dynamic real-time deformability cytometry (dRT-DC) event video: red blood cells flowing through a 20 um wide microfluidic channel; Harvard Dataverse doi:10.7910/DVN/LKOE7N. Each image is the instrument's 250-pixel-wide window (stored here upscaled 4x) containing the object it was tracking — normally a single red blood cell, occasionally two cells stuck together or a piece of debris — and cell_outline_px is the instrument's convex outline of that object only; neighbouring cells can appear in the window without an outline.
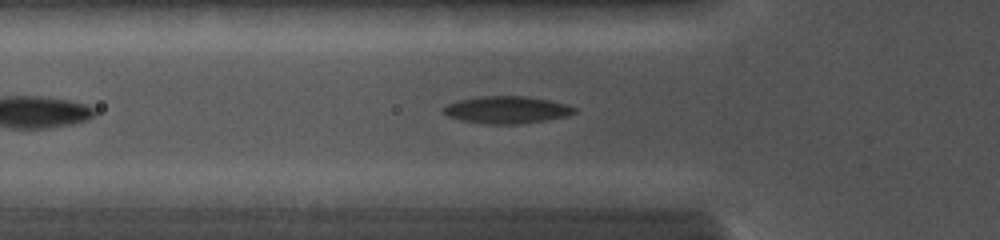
{"species": "common noctule bat (a hibernating species)", "species_latin": "Nyctalus noctula", "temperature_condition": "cold", "stored_images_in_passage": 6, "camera_frame_rate_fps": 5000, "um_per_image_px": 0.085, "animal": {"sex": "female", "body_mass_g": 19.0, "forearm_length_mm": 56.7}, "frame": {"image": 1, "passage_image": 3, "time_ms": 1.0, "image_size_px": [1000, 240], "cell_outline_px": [[576, 112], [568, 116], [520, 124], [488, 124], [460, 120], [448, 116], [444, 112], [444, 108], [448, 104], [460, 100], [480, 96], [524, 96], [548, 100], [568, 104], [576, 108]], "centroid_in_image_um": [43.11, 9.34], "position_along_channel_um": 82.7, "area_um2": 20.63}}